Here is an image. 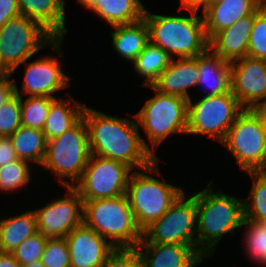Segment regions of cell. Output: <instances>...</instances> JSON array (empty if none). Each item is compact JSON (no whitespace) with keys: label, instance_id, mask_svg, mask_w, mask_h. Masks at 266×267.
I'll return each instance as SVG.
<instances>
[{"label":"cell","instance_id":"cell-4","mask_svg":"<svg viewBox=\"0 0 266 267\" xmlns=\"http://www.w3.org/2000/svg\"><path fill=\"white\" fill-rule=\"evenodd\" d=\"M83 223L116 249L136 248L142 240L129 200L125 195L83 201Z\"/></svg>","mask_w":266,"mask_h":267},{"label":"cell","instance_id":"cell-38","mask_svg":"<svg viewBox=\"0 0 266 267\" xmlns=\"http://www.w3.org/2000/svg\"><path fill=\"white\" fill-rule=\"evenodd\" d=\"M21 15L18 0H0V28L10 19Z\"/></svg>","mask_w":266,"mask_h":267},{"label":"cell","instance_id":"cell-33","mask_svg":"<svg viewBox=\"0 0 266 267\" xmlns=\"http://www.w3.org/2000/svg\"><path fill=\"white\" fill-rule=\"evenodd\" d=\"M247 55L266 60V6H260L254 12Z\"/></svg>","mask_w":266,"mask_h":267},{"label":"cell","instance_id":"cell-27","mask_svg":"<svg viewBox=\"0 0 266 267\" xmlns=\"http://www.w3.org/2000/svg\"><path fill=\"white\" fill-rule=\"evenodd\" d=\"M10 138L18 159L42 165L47 146V139L42 130L20 126Z\"/></svg>","mask_w":266,"mask_h":267},{"label":"cell","instance_id":"cell-10","mask_svg":"<svg viewBox=\"0 0 266 267\" xmlns=\"http://www.w3.org/2000/svg\"><path fill=\"white\" fill-rule=\"evenodd\" d=\"M242 110L232 91L203 96L194 104L189 99L187 134L211 137L221 143Z\"/></svg>","mask_w":266,"mask_h":267},{"label":"cell","instance_id":"cell-11","mask_svg":"<svg viewBox=\"0 0 266 267\" xmlns=\"http://www.w3.org/2000/svg\"><path fill=\"white\" fill-rule=\"evenodd\" d=\"M187 198L185 191L170 208L142 231L139 243L182 244L196 243V193Z\"/></svg>","mask_w":266,"mask_h":267},{"label":"cell","instance_id":"cell-48","mask_svg":"<svg viewBox=\"0 0 266 267\" xmlns=\"http://www.w3.org/2000/svg\"><path fill=\"white\" fill-rule=\"evenodd\" d=\"M261 6H266V0H258Z\"/></svg>","mask_w":266,"mask_h":267},{"label":"cell","instance_id":"cell-20","mask_svg":"<svg viewBox=\"0 0 266 267\" xmlns=\"http://www.w3.org/2000/svg\"><path fill=\"white\" fill-rule=\"evenodd\" d=\"M22 16L36 21L54 39L67 34L64 0H18Z\"/></svg>","mask_w":266,"mask_h":267},{"label":"cell","instance_id":"cell-39","mask_svg":"<svg viewBox=\"0 0 266 267\" xmlns=\"http://www.w3.org/2000/svg\"><path fill=\"white\" fill-rule=\"evenodd\" d=\"M18 160L10 137L0 136V167Z\"/></svg>","mask_w":266,"mask_h":267},{"label":"cell","instance_id":"cell-40","mask_svg":"<svg viewBox=\"0 0 266 267\" xmlns=\"http://www.w3.org/2000/svg\"><path fill=\"white\" fill-rule=\"evenodd\" d=\"M14 80L12 75L9 74L0 82V108L15 94Z\"/></svg>","mask_w":266,"mask_h":267},{"label":"cell","instance_id":"cell-13","mask_svg":"<svg viewBox=\"0 0 266 267\" xmlns=\"http://www.w3.org/2000/svg\"><path fill=\"white\" fill-rule=\"evenodd\" d=\"M65 197L51 200L44 207L33 209L37 230L47 240L66 237L83 223V200L74 187H64Z\"/></svg>","mask_w":266,"mask_h":267},{"label":"cell","instance_id":"cell-21","mask_svg":"<svg viewBox=\"0 0 266 267\" xmlns=\"http://www.w3.org/2000/svg\"><path fill=\"white\" fill-rule=\"evenodd\" d=\"M260 6L258 0H224L208 7L202 13L207 39L240 18L253 14Z\"/></svg>","mask_w":266,"mask_h":267},{"label":"cell","instance_id":"cell-44","mask_svg":"<svg viewBox=\"0 0 266 267\" xmlns=\"http://www.w3.org/2000/svg\"><path fill=\"white\" fill-rule=\"evenodd\" d=\"M101 0H77L78 3L83 5V7H86L88 10H92L98 2Z\"/></svg>","mask_w":266,"mask_h":267},{"label":"cell","instance_id":"cell-5","mask_svg":"<svg viewBox=\"0 0 266 267\" xmlns=\"http://www.w3.org/2000/svg\"><path fill=\"white\" fill-rule=\"evenodd\" d=\"M158 158L143 171L134 170L129 178L126 196L137 226L143 231L158 220L184 192L183 188L161 181ZM149 173V174H147Z\"/></svg>","mask_w":266,"mask_h":267},{"label":"cell","instance_id":"cell-7","mask_svg":"<svg viewBox=\"0 0 266 267\" xmlns=\"http://www.w3.org/2000/svg\"><path fill=\"white\" fill-rule=\"evenodd\" d=\"M90 156L88 129L82 117L62 135L47 140L41 166L54 173L63 187H73L81 179Z\"/></svg>","mask_w":266,"mask_h":267},{"label":"cell","instance_id":"cell-17","mask_svg":"<svg viewBox=\"0 0 266 267\" xmlns=\"http://www.w3.org/2000/svg\"><path fill=\"white\" fill-rule=\"evenodd\" d=\"M143 267H196L204 257L193 247L182 244L139 243L136 247Z\"/></svg>","mask_w":266,"mask_h":267},{"label":"cell","instance_id":"cell-16","mask_svg":"<svg viewBox=\"0 0 266 267\" xmlns=\"http://www.w3.org/2000/svg\"><path fill=\"white\" fill-rule=\"evenodd\" d=\"M71 267H102L116 249L103 236L84 223L66 237Z\"/></svg>","mask_w":266,"mask_h":267},{"label":"cell","instance_id":"cell-23","mask_svg":"<svg viewBox=\"0 0 266 267\" xmlns=\"http://www.w3.org/2000/svg\"><path fill=\"white\" fill-rule=\"evenodd\" d=\"M110 31L115 52L127 61L133 62L150 42L149 29L144 18L140 21L112 26Z\"/></svg>","mask_w":266,"mask_h":267},{"label":"cell","instance_id":"cell-37","mask_svg":"<svg viewBox=\"0 0 266 267\" xmlns=\"http://www.w3.org/2000/svg\"><path fill=\"white\" fill-rule=\"evenodd\" d=\"M102 267H143V262L136 248L115 249Z\"/></svg>","mask_w":266,"mask_h":267},{"label":"cell","instance_id":"cell-6","mask_svg":"<svg viewBox=\"0 0 266 267\" xmlns=\"http://www.w3.org/2000/svg\"><path fill=\"white\" fill-rule=\"evenodd\" d=\"M63 40L54 39L36 21L20 15L0 28V65L13 75L24 61L47 46L56 51L59 58H64Z\"/></svg>","mask_w":266,"mask_h":267},{"label":"cell","instance_id":"cell-42","mask_svg":"<svg viewBox=\"0 0 266 267\" xmlns=\"http://www.w3.org/2000/svg\"><path fill=\"white\" fill-rule=\"evenodd\" d=\"M0 267H22L13 257L12 253L0 251Z\"/></svg>","mask_w":266,"mask_h":267},{"label":"cell","instance_id":"cell-29","mask_svg":"<svg viewBox=\"0 0 266 267\" xmlns=\"http://www.w3.org/2000/svg\"><path fill=\"white\" fill-rule=\"evenodd\" d=\"M253 180L249 197L244 200V219L266 221V173L248 172Z\"/></svg>","mask_w":266,"mask_h":267},{"label":"cell","instance_id":"cell-34","mask_svg":"<svg viewBox=\"0 0 266 267\" xmlns=\"http://www.w3.org/2000/svg\"><path fill=\"white\" fill-rule=\"evenodd\" d=\"M46 243L47 239L38 232L25 239L11 253L21 266H25L41 260Z\"/></svg>","mask_w":266,"mask_h":267},{"label":"cell","instance_id":"cell-28","mask_svg":"<svg viewBox=\"0 0 266 267\" xmlns=\"http://www.w3.org/2000/svg\"><path fill=\"white\" fill-rule=\"evenodd\" d=\"M172 58L161 47L149 42L132 62L137 75L145 78L143 86H151L166 69Z\"/></svg>","mask_w":266,"mask_h":267},{"label":"cell","instance_id":"cell-32","mask_svg":"<svg viewBox=\"0 0 266 267\" xmlns=\"http://www.w3.org/2000/svg\"><path fill=\"white\" fill-rule=\"evenodd\" d=\"M30 163L24 160H16L0 167V190L2 192H14L25 187L31 179Z\"/></svg>","mask_w":266,"mask_h":267},{"label":"cell","instance_id":"cell-2","mask_svg":"<svg viewBox=\"0 0 266 267\" xmlns=\"http://www.w3.org/2000/svg\"><path fill=\"white\" fill-rule=\"evenodd\" d=\"M213 182L196 193V243L204 258L213 255L224 235L234 236L244 221V200L221 190L214 192Z\"/></svg>","mask_w":266,"mask_h":267},{"label":"cell","instance_id":"cell-41","mask_svg":"<svg viewBox=\"0 0 266 267\" xmlns=\"http://www.w3.org/2000/svg\"><path fill=\"white\" fill-rule=\"evenodd\" d=\"M180 3V10L187 9L188 11L198 12L199 9H202V13L205 11V0H181Z\"/></svg>","mask_w":266,"mask_h":267},{"label":"cell","instance_id":"cell-46","mask_svg":"<svg viewBox=\"0 0 266 267\" xmlns=\"http://www.w3.org/2000/svg\"><path fill=\"white\" fill-rule=\"evenodd\" d=\"M8 72L0 65V82L8 76Z\"/></svg>","mask_w":266,"mask_h":267},{"label":"cell","instance_id":"cell-22","mask_svg":"<svg viewBox=\"0 0 266 267\" xmlns=\"http://www.w3.org/2000/svg\"><path fill=\"white\" fill-rule=\"evenodd\" d=\"M198 70L197 86L202 85L201 87L205 88L204 96L221 95L231 91L230 63L222 60L210 48L198 55Z\"/></svg>","mask_w":266,"mask_h":267},{"label":"cell","instance_id":"cell-26","mask_svg":"<svg viewBox=\"0 0 266 267\" xmlns=\"http://www.w3.org/2000/svg\"><path fill=\"white\" fill-rule=\"evenodd\" d=\"M141 0H101L91 10L111 26L131 24L144 18Z\"/></svg>","mask_w":266,"mask_h":267},{"label":"cell","instance_id":"cell-12","mask_svg":"<svg viewBox=\"0 0 266 267\" xmlns=\"http://www.w3.org/2000/svg\"><path fill=\"white\" fill-rule=\"evenodd\" d=\"M131 171L123 162L91 154L81 179L73 187L83 201L115 198L126 194Z\"/></svg>","mask_w":266,"mask_h":267},{"label":"cell","instance_id":"cell-31","mask_svg":"<svg viewBox=\"0 0 266 267\" xmlns=\"http://www.w3.org/2000/svg\"><path fill=\"white\" fill-rule=\"evenodd\" d=\"M56 98L52 97H20L21 126L43 130L51 103Z\"/></svg>","mask_w":266,"mask_h":267},{"label":"cell","instance_id":"cell-18","mask_svg":"<svg viewBox=\"0 0 266 267\" xmlns=\"http://www.w3.org/2000/svg\"><path fill=\"white\" fill-rule=\"evenodd\" d=\"M198 79V55L194 58H174L151 86L160 93L189 100L188 91L190 87L197 86Z\"/></svg>","mask_w":266,"mask_h":267},{"label":"cell","instance_id":"cell-45","mask_svg":"<svg viewBox=\"0 0 266 267\" xmlns=\"http://www.w3.org/2000/svg\"><path fill=\"white\" fill-rule=\"evenodd\" d=\"M223 1L224 0H205V10L210 6L216 5V4L223 2Z\"/></svg>","mask_w":266,"mask_h":267},{"label":"cell","instance_id":"cell-19","mask_svg":"<svg viewBox=\"0 0 266 267\" xmlns=\"http://www.w3.org/2000/svg\"><path fill=\"white\" fill-rule=\"evenodd\" d=\"M254 13L240 18L209 40V48L222 60L233 62L247 56Z\"/></svg>","mask_w":266,"mask_h":267},{"label":"cell","instance_id":"cell-43","mask_svg":"<svg viewBox=\"0 0 266 267\" xmlns=\"http://www.w3.org/2000/svg\"><path fill=\"white\" fill-rule=\"evenodd\" d=\"M256 112L261 117L264 127L266 129V101L255 108Z\"/></svg>","mask_w":266,"mask_h":267},{"label":"cell","instance_id":"cell-9","mask_svg":"<svg viewBox=\"0 0 266 267\" xmlns=\"http://www.w3.org/2000/svg\"><path fill=\"white\" fill-rule=\"evenodd\" d=\"M220 144L232 153L240 170H265L266 129L255 109H243Z\"/></svg>","mask_w":266,"mask_h":267},{"label":"cell","instance_id":"cell-1","mask_svg":"<svg viewBox=\"0 0 266 267\" xmlns=\"http://www.w3.org/2000/svg\"><path fill=\"white\" fill-rule=\"evenodd\" d=\"M82 117L88 129L91 154L123 162L134 170H144L157 160L141 138L137 120L114 117L87 106Z\"/></svg>","mask_w":266,"mask_h":267},{"label":"cell","instance_id":"cell-47","mask_svg":"<svg viewBox=\"0 0 266 267\" xmlns=\"http://www.w3.org/2000/svg\"><path fill=\"white\" fill-rule=\"evenodd\" d=\"M22 267H46V266L41 261H37Z\"/></svg>","mask_w":266,"mask_h":267},{"label":"cell","instance_id":"cell-36","mask_svg":"<svg viewBox=\"0 0 266 267\" xmlns=\"http://www.w3.org/2000/svg\"><path fill=\"white\" fill-rule=\"evenodd\" d=\"M40 261L46 267H71L69 249L65 237L47 240Z\"/></svg>","mask_w":266,"mask_h":267},{"label":"cell","instance_id":"cell-25","mask_svg":"<svg viewBox=\"0 0 266 267\" xmlns=\"http://www.w3.org/2000/svg\"><path fill=\"white\" fill-rule=\"evenodd\" d=\"M0 220V251L11 253L25 239L38 233L34 210Z\"/></svg>","mask_w":266,"mask_h":267},{"label":"cell","instance_id":"cell-35","mask_svg":"<svg viewBox=\"0 0 266 267\" xmlns=\"http://www.w3.org/2000/svg\"><path fill=\"white\" fill-rule=\"evenodd\" d=\"M21 126L20 96L14 94L0 108V136L10 137Z\"/></svg>","mask_w":266,"mask_h":267},{"label":"cell","instance_id":"cell-14","mask_svg":"<svg viewBox=\"0 0 266 267\" xmlns=\"http://www.w3.org/2000/svg\"><path fill=\"white\" fill-rule=\"evenodd\" d=\"M24 77L21 93L14 81V93L23 97H52L58 98L54 93L71 85V78L62 70L58 57L44 56L32 62L24 61Z\"/></svg>","mask_w":266,"mask_h":267},{"label":"cell","instance_id":"cell-3","mask_svg":"<svg viewBox=\"0 0 266 267\" xmlns=\"http://www.w3.org/2000/svg\"><path fill=\"white\" fill-rule=\"evenodd\" d=\"M191 16L153 14L145 10L144 20L148 25L149 39L175 58H194L209 48L204 20L197 12ZM175 55V56H173Z\"/></svg>","mask_w":266,"mask_h":267},{"label":"cell","instance_id":"cell-24","mask_svg":"<svg viewBox=\"0 0 266 267\" xmlns=\"http://www.w3.org/2000/svg\"><path fill=\"white\" fill-rule=\"evenodd\" d=\"M84 108L85 105L79 101L63 97L56 98L50 105L42 130L46 139H53L72 128L82 118Z\"/></svg>","mask_w":266,"mask_h":267},{"label":"cell","instance_id":"cell-15","mask_svg":"<svg viewBox=\"0 0 266 267\" xmlns=\"http://www.w3.org/2000/svg\"><path fill=\"white\" fill-rule=\"evenodd\" d=\"M231 91L243 109L266 101V60L245 56L230 63Z\"/></svg>","mask_w":266,"mask_h":267},{"label":"cell","instance_id":"cell-8","mask_svg":"<svg viewBox=\"0 0 266 267\" xmlns=\"http://www.w3.org/2000/svg\"><path fill=\"white\" fill-rule=\"evenodd\" d=\"M147 87L151 88L155 95L147 99L140 111L133 116L152 145V155L158 159L154 153L155 146H160L171 134H187L188 100L160 93L152 86Z\"/></svg>","mask_w":266,"mask_h":267},{"label":"cell","instance_id":"cell-30","mask_svg":"<svg viewBox=\"0 0 266 267\" xmlns=\"http://www.w3.org/2000/svg\"><path fill=\"white\" fill-rule=\"evenodd\" d=\"M242 227H245L244 245L246 254L259 265L266 267V221L244 219Z\"/></svg>","mask_w":266,"mask_h":267}]
</instances>
